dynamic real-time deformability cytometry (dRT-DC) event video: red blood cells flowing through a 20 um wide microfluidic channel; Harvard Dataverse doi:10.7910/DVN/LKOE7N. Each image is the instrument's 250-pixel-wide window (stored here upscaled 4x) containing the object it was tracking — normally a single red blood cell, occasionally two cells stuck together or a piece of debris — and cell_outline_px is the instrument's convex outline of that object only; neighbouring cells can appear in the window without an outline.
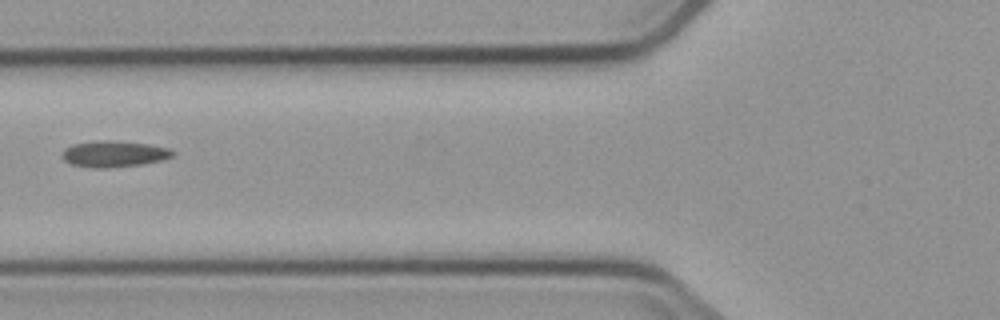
{"species": "common noctule bat (a hibernating species)", "species_latin": "Nyctalus noctula", "temperature_condition": "cold", "stored_images_in_passage": 5, "camera_frame_rate_fps": 3000, "um_per_image_px": 0.085, "animal": {"sex": "male", "body_mass_g": 23.1, "forearm_length_mm": 52.7}, "frame": {"image": 1, "passage_image": 2, "time_ms": 1.333, "image_size_px": [1000, 320], "cell_outline_px": [[176, 152], [172, 156], [160, 160], [140, 164], [108, 168], [96, 168], [72, 164], [64, 160], [64, 148], [72, 144], [104, 140], [108, 140], [148, 144], [168, 148]], "centroid_in_image_um": [9.69, 13.08], "position_along_channel_um": 116.1, "area_um2": 16.53}}
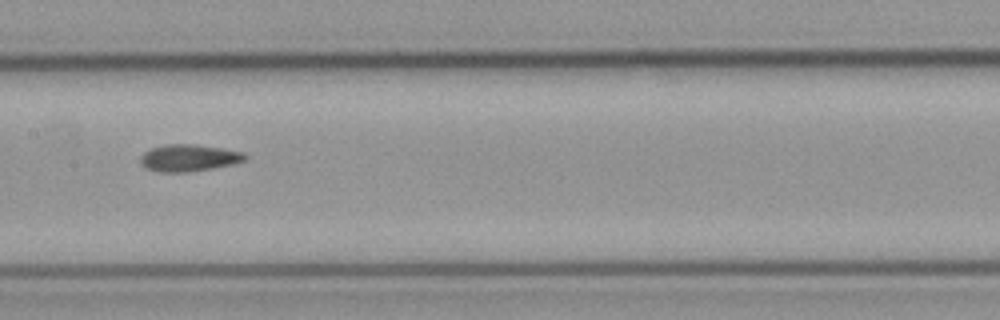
{"frame": {"image": 2, "passage_image": 4, "time_ms": 3.333, "image_size_px": [1000, 320], "cell_outline_px": [[248, 160], [236, 164], [188, 172], [160, 172], [148, 168], [140, 160], [140, 156], [144, 152], [152, 148], [164, 144], [192, 144], [220, 148], [244, 152], [248, 156]], "centroid_in_image_um": [16.12, 13.42], "position_along_channel_um": 191.3, "area_um2": 16.42}}
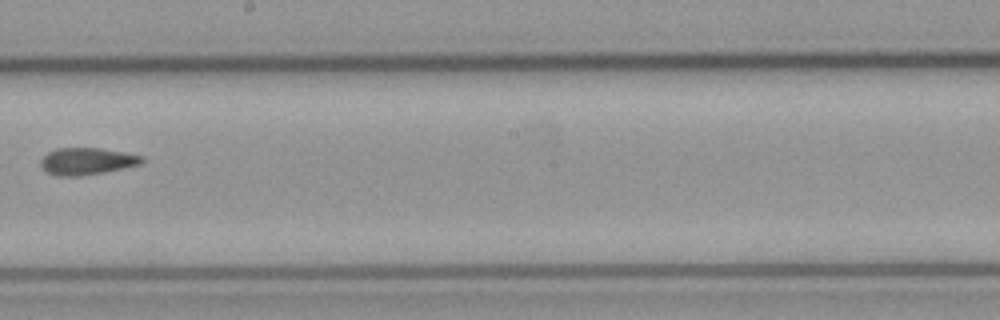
{"frame": {"image": 3, "passage_image": 5, "time_ms": 4.667, "image_size_px": [1000, 320], "cell_outline_px": [[144, 160], [140, 164], [124, 168], [80, 176], [60, 176], [48, 172], [40, 164], [40, 160], [48, 152], [56, 148], [100, 148], [144, 156]], "centroid_in_image_um": [7.39, 13.69], "position_along_channel_um": 240.8, "area_um2": 15.72}}